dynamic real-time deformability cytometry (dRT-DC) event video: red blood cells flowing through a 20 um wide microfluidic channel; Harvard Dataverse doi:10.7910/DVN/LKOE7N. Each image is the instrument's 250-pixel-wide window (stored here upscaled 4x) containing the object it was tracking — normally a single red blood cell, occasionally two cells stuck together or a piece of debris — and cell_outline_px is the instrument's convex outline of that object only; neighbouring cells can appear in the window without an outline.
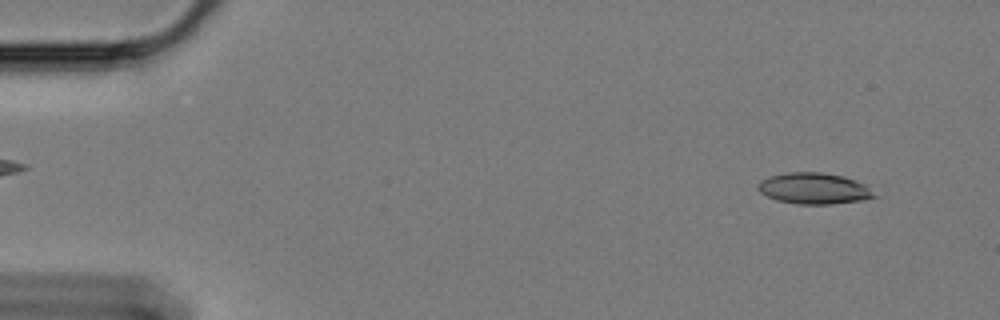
{"species": "Egyptian fruit bat (a non-hibernating species)", "species_latin": "Rousettus aegyptiacus", "temperature_condition": "cold", "stored_images_in_passage": 59, "camera_frame_rate_fps": 3000, "um_per_image_px": 0.085, "animal": {"sex": "female"}, "frame": {"image": 1, "passage_image": 5, "time_ms": 1.333, "image_size_px": [1000, 320], "cell_outline_px": [[880, 196], [864, 200], [832, 204], [796, 204], [776, 200], [760, 192], [756, 188], [756, 184], [760, 180], [768, 176], [784, 172], [820, 172], [844, 176], [868, 184]], "centroid_in_image_um": [69.23, 16.01], "position_along_channel_um": 15.8, "area_um2": 21.73}}
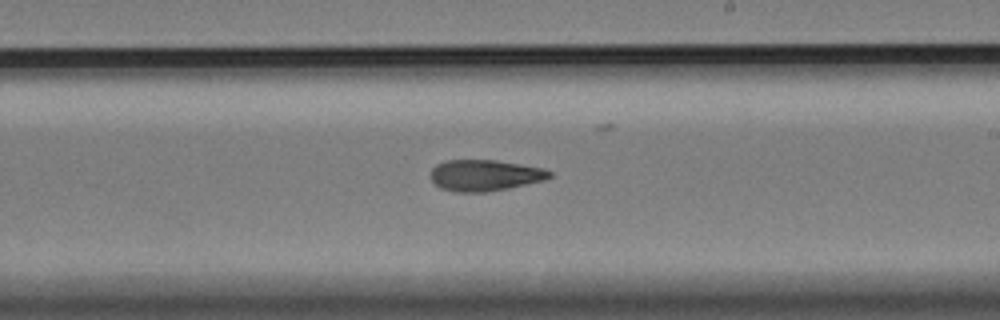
{"frame": {"image": 2, "passage_image": 35, "time_ms": 11.333, "image_size_px": [1000, 320], "cell_outline_px": [[552, 176], [544, 180], [508, 188], [488, 192], [456, 192], [440, 188], [432, 180], [432, 168], [436, 164], [448, 160], [496, 160], [544, 168], [552, 172]], "centroid_in_image_um": [41.22, 14.9], "position_along_channel_um": 247.8, "area_um2": 21.56}}
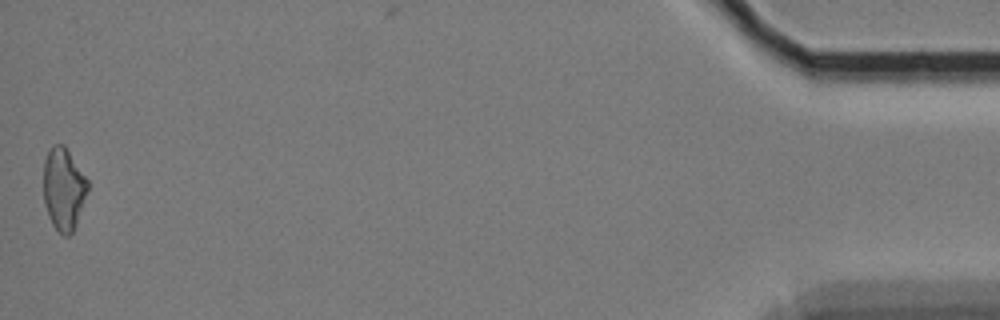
{"frame": {"image": 3, "passage_image": 59, "time_ms": 19.333, "image_size_px": [1000, 320], "cell_outline_px": [[88, 188], [76, 224], [72, 232], [68, 236], [64, 236], [52, 224], [48, 216], [44, 200], [44, 160], [52, 144], [64, 144], [88, 180]], "centroid_in_image_um": [5.4, 16.04], "position_along_channel_um": 429.8, "area_um2": 20.98}, "authors_computed_cell_mechanics": {"area_um2": 21.5594, "velocity_mm_per_s": 3.3812, "shape_relaxation_time_tau1_ms": 6.2433, "shape_relaxation_time_tau2_ms": 4.7365, "deformation_change_tau1": 0.1791, "deformation_change_tau2": 0.1296}}